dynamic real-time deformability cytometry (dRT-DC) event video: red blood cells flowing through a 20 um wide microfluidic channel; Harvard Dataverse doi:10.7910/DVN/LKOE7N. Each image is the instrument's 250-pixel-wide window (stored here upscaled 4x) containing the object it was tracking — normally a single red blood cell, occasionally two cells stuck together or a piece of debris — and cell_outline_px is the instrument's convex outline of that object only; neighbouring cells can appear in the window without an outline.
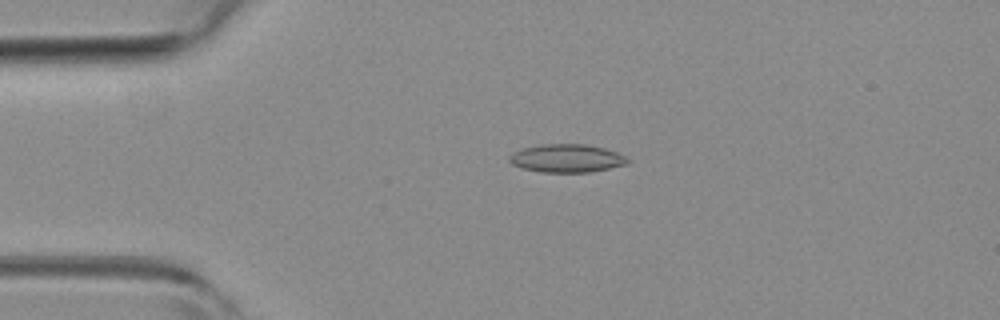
{"species": "common noctule bat (a hibernating species)", "species_latin": "Nyctalus noctula", "temperature_condition": "room temperature", "stored_images_in_passage": 50, "camera_frame_rate_fps": 3000, "um_per_image_px": 0.085, "animal": {"sex": "female", "body_mass_g": 19.3, "forearm_length_mm": 54.1}, "frame": {"image": 1, "passage_image": 9, "time_ms": 2.667, "image_size_px": [1000, 320], "cell_outline_px": [[632, 160], [628, 164], [588, 172], [540, 172], [524, 168], [512, 164], [508, 160], [508, 156], [512, 152], [520, 148], [544, 144], [584, 144], [604, 148], [616, 152]], "centroid_in_image_um": [48.15, 13.45], "position_along_channel_um": 36.9, "area_um2": 19.42}}
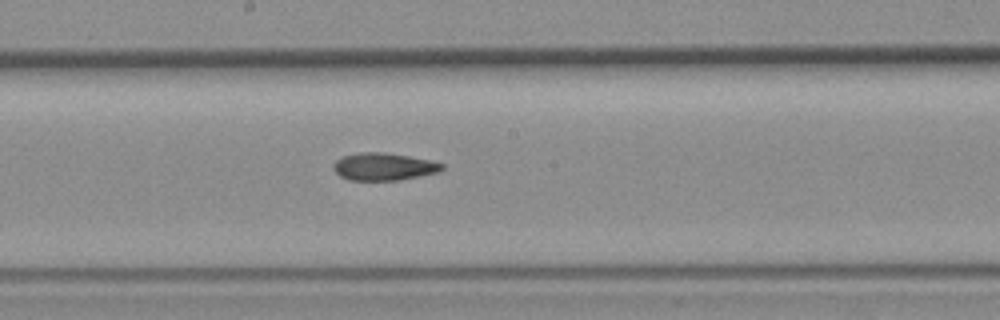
{"frame": {"image": 2, "passage_image": 25, "time_ms": 8.0, "image_size_px": [1000, 320], "cell_outline_px": [[444, 168], [440, 172], [400, 180], [348, 180], [340, 176], [332, 168], [332, 164], [336, 160], [344, 156], [360, 152], [384, 152], [432, 160], [444, 164]], "centroid_in_image_um": [32.63, 14.16], "position_along_channel_um": 215.6, "area_um2": 17.51}}
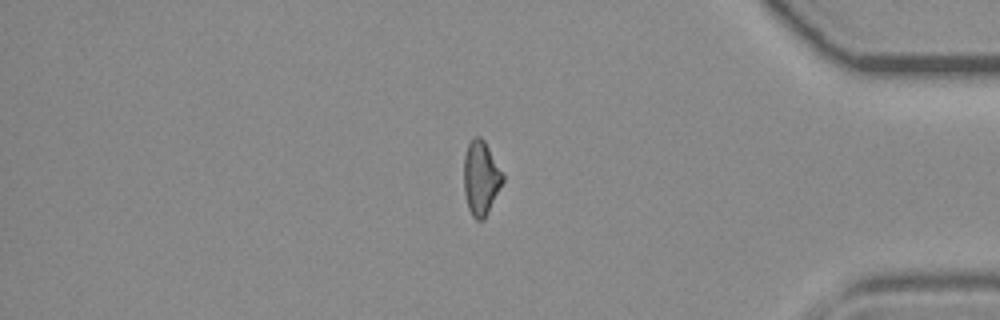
{"frame": {"image": 3, "passage_image": 41, "time_ms": 13.333, "image_size_px": [1000, 320], "cell_outline_px": [[504, 180], [484, 220], [476, 220], [472, 216], [468, 208], [464, 192], [464, 156], [468, 144], [472, 136], [480, 136], [484, 140], [504, 176]], "centroid_in_image_um": [40.86, 15.13], "position_along_channel_um": 394.3, "area_um2": 16.76}}